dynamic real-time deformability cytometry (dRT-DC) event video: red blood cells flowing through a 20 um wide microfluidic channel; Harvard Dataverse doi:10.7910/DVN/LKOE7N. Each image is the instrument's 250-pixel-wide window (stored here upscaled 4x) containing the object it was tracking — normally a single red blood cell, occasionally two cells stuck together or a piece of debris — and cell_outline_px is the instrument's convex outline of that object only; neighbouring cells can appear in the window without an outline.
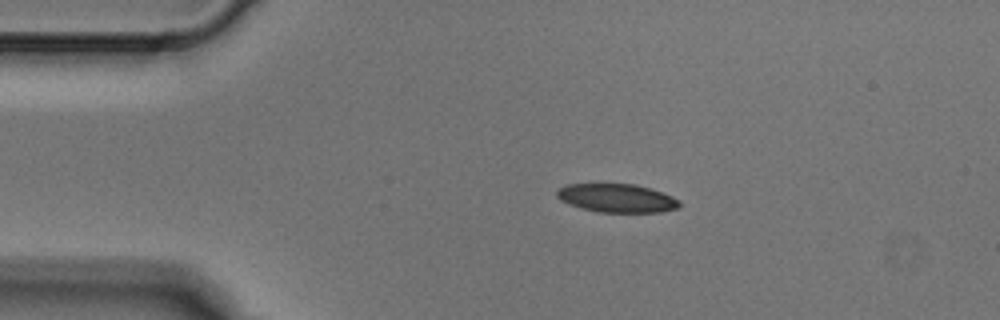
{"species": "Egyptian fruit bat (a non-hibernating species)", "species_latin": "Rousettus aegyptiacus", "temperature_condition": "cold", "stored_images_in_passage": 3, "camera_frame_rate_fps": 3000, "um_per_image_px": 0.085, "animal": {"sex": "male"}, "frame": {"image": 1, "passage_image": 2, "time_ms": 0.333, "image_size_px": [1000, 320], "cell_outline_px": [[680, 208], [660, 212], [596, 212], [568, 204], [560, 200], [556, 196], [556, 192], [560, 188], [568, 184], [636, 184], [672, 196], [680, 200]], "centroid_in_image_um": [52.43, 16.85], "position_along_channel_um": 32.6, "area_um2": 20.35}}